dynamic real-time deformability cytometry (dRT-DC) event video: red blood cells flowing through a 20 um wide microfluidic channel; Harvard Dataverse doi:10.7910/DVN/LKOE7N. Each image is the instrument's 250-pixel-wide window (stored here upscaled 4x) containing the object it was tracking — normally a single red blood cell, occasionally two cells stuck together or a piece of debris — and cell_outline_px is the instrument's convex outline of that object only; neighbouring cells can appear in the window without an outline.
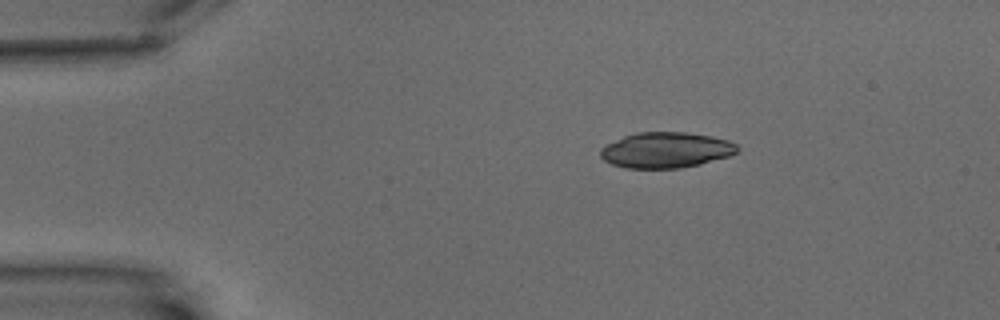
{"species": "common noctule bat (a hibernating species)", "species_latin": "Nyctalus noctula", "temperature_condition": "warm", "stored_images_in_passage": 3, "camera_frame_rate_fps": 3000, "um_per_image_px": 0.085, "animal": {"sex": "male", "body_mass_g": 15.6}, "frame": {"image": 1, "passage_image": 1, "time_ms": 0.0, "image_size_px": [1000, 320], "cell_outline_px": [[740, 148], [736, 152], [728, 156], [700, 164], [680, 168], [624, 168], [612, 164], [604, 160], [600, 156], [600, 148], [624, 136], [636, 132], [684, 132], [712, 136], [728, 140], [736, 144]], "centroid_in_image_um": [56.6, 12.75], "position_along_channel_um": 28.4, "area_um2": 28.38}}